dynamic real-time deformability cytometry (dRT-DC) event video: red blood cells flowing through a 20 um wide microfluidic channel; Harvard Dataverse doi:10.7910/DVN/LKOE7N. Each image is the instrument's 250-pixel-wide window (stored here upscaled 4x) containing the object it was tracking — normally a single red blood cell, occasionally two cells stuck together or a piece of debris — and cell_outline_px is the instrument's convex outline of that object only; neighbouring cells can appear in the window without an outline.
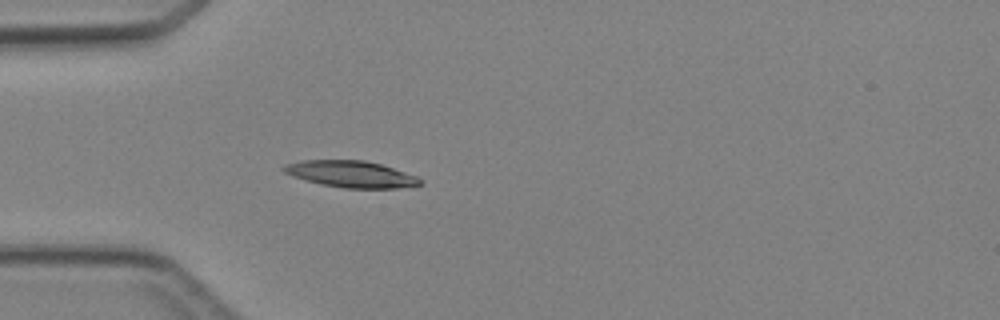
{"species": "Egyptian fruit bat (a non-hibernating species)", "species_latin": "Rousettus aegyptiacus", "temperature_condition": "cold", "stored_images_in_passage": 3, "camera_frame_rate_fps": 3000, "um_per_image_px": 0.085, "animal": {"sex": "female"}, "frame": {"image": 1, "passage_image": 3, "time_ms": 3.333, "image_size_px": [1000, 320], "cell_outline_px": [[424, 180], [420, 184], [396, 188], [344, 188], [320, 184], [304, 180], [292, 176], [284, 172], [280, 168], [284, 164], [300, 160], [364, 160], [380, 164], [416, 176]], "centroid_in_image_um": [29.76, 14.79], "position_along_channel_um": 55.2, "area_um2": 21.1}}